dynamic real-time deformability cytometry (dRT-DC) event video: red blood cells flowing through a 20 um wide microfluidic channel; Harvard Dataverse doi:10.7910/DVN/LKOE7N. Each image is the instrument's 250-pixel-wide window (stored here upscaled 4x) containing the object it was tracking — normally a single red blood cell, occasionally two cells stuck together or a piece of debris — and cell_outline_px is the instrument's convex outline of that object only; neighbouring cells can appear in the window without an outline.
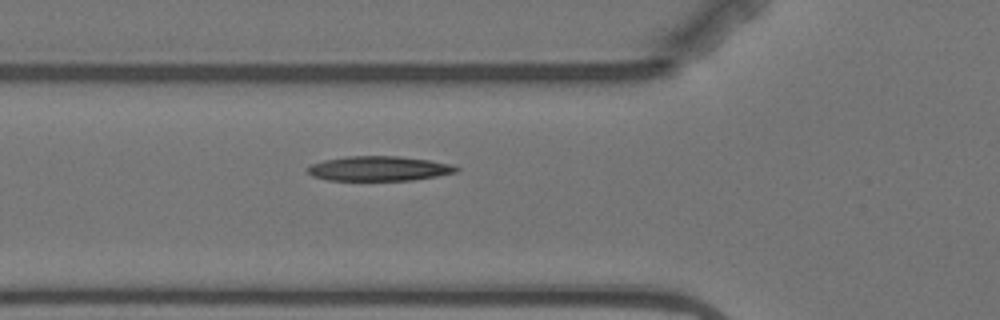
{"species": "Egyptian fruit bat (a non-hibernating species)", "species_latin": "Rousettus aegyptiacus", "temperature_condition": "warm", "stored_images_in_passage": 5, "camera_frame_rate_fps": 3000, "um_per_image_px": 0.085, "animal": {"sex": "female"}, "frame": {"image": 1, "passage_image": 5, "time_ms": 5.0, "image_size_px": [1000, 320], "cell_outline_px": [[460, 168], [456, 172], [436, 176], [412, 180], [328, 180], [312, 176], [304, 168], [312, 164], [324, 160], [348, 156], [400, 156], [428, 160], [452, 164]], "centroid_in_image_um": [32.19, 14.32], "position_along_channel_um": 93.6, "area_um2": 21.39}}